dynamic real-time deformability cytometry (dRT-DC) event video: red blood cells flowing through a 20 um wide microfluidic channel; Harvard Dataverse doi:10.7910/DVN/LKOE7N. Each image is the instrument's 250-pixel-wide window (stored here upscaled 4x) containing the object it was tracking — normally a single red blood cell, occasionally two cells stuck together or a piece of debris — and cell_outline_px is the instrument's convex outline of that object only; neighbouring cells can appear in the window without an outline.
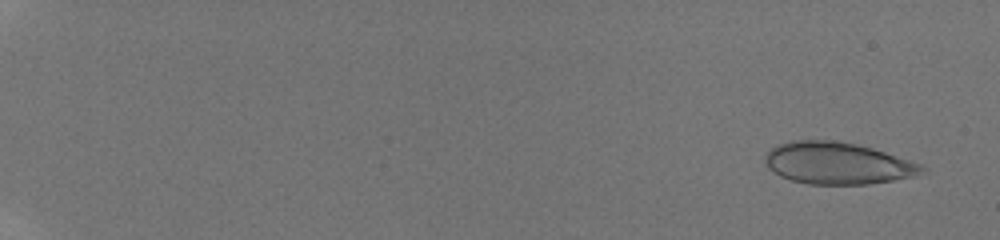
{"species": "human", "species_latin": "Homo sapiens", "temperature_condition": "room temperature", "stored_images_in_passage": 23, "camera_frame_rate_fps": 3000, "um_per_image_px": 0.085, "donor": {"sex": "male"}, "frame": {"image": 1, "passage_image": 2, "time_ms": 0.333, "image_size_px": [1000, 240], "cell_outline_px": [[928, 172], [912, 176], [892, 180], [868, 184], [808, 184], [792, 180], [780, 176], [768, 168], [764, 164], [764, 156], [776, 144], [792, 140], [840, 140], [872, 148], [920, 164], [928, 168]], "centroid_in_image_um": [71.16, 13.87], "position_along_channel_um": 13.8, "area_um2": 38.38}}
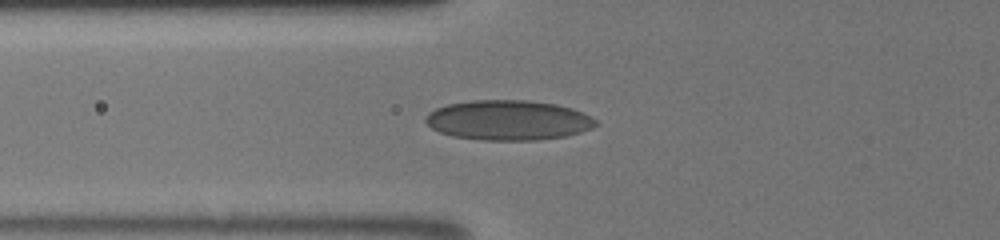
{"frame": {"image": 2, "passage_image": 20, "time_ms": 7.0, "image_size_px": [1000, 240], "cell_outline_px": [[600, 124], [592, 128], [580, 132], [564, 136], [536, 140], [480, 140], [452, 136], [440, 132], [432, 128], [424, 120], [428, 112], [436, 108], [448, 104], [472, 100], [528, 100], [556, 104], [572, 108], [592, 116]], "centroid_in_image_um": [43.21, 10.21], "position_along_channel_um": 82.6, "area_um2": 39.77}}
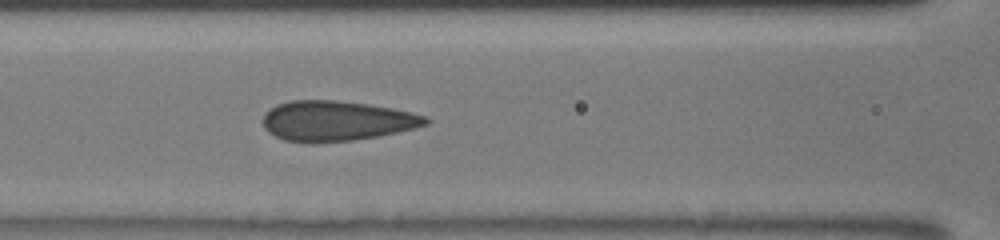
{"frame": {"image": 3, "passage_image": 23, "time_ms": 8.333, "image_size_px": [1000, 240], "cell_outline_px": [[432, 120], [428, 124], [416, 128], [376, 136], [352, 140], [316, 144], [308, 144], [284, 140], [268, 132], [264, 128], [264, 116], [276, 104], [292, 100], [336, 100], [368, 104], [392, 108], [412, 112], [428, 116]], "centroid_in_image_um": [28.63, 10.29], "position_along_channel_um": 138.0, "area_um2": 38.32}}